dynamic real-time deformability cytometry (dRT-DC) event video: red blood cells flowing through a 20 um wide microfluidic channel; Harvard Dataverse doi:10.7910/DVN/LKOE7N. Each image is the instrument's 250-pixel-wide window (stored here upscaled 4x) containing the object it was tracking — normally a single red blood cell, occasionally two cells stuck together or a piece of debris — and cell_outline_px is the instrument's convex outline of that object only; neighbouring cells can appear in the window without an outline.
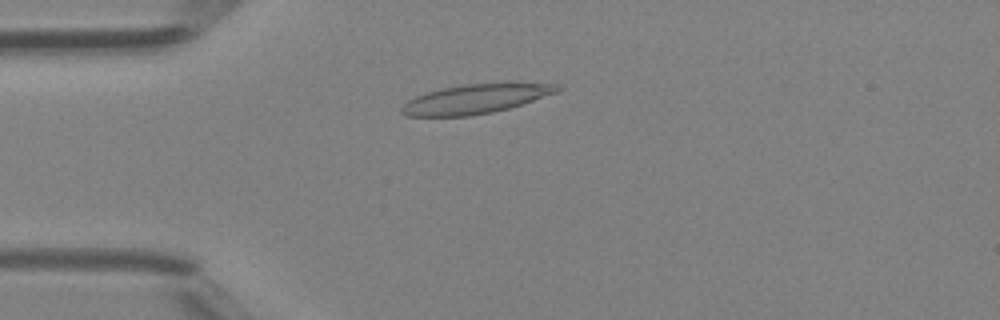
{"species": "Egyptian fruit bat (a non-hibernating species)", "species_latin": "Rousettus aegyptiacus", "temperature_condition": "room temperature", "stored_images_in_passage": 45, "camera_frame_rate_fps": 3000, "um_per_image_px": 0.085, "animal": {"sex": "female"}, "frame": {"image": 1, "passage_image": 10, "time_ms": 3.0, "image_size_px": [1000, 320], "cell_outline_px": [[564, 88], [556, 92], [508, 108], [492, 112], [468, 116], [408, 116], [400, 112], [400, 108], [408, 100], [416, 96], [440, 88], [464, 84], [560, 84]], "centroid_in_image_um": [40.35, 8.42], "position_along_channel_um": 44.7, "area_um2": 25.95}}
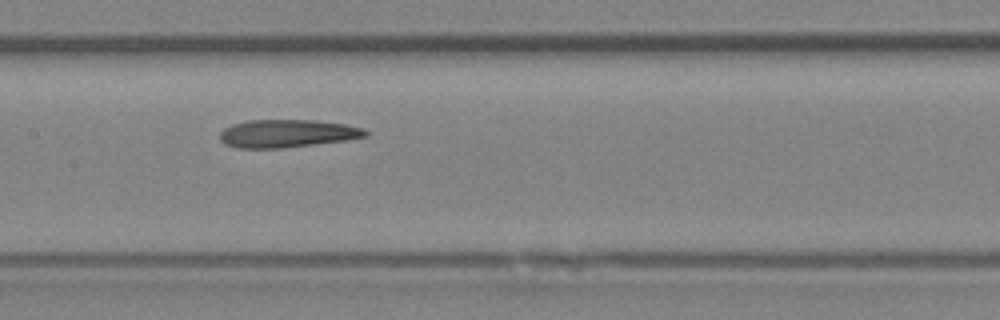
{"frame": {"image": 2, "passage_image": 21, "time_ms": 6.667, "image_size_px": [1000, 320], "cell_outline_px": [[368, 136], [344, 140], [280, 148], [236, 148], [224, 144], [220, 140], [220, 132], [224, 128], [232, 124], [248, 120], [316, 120], [348, 124], [364, 128], [368, 132]], "centroid_in_image_um": [24.4, 11.34], "position_along_channel_um": 183.0, "area_um2": 23.7}}
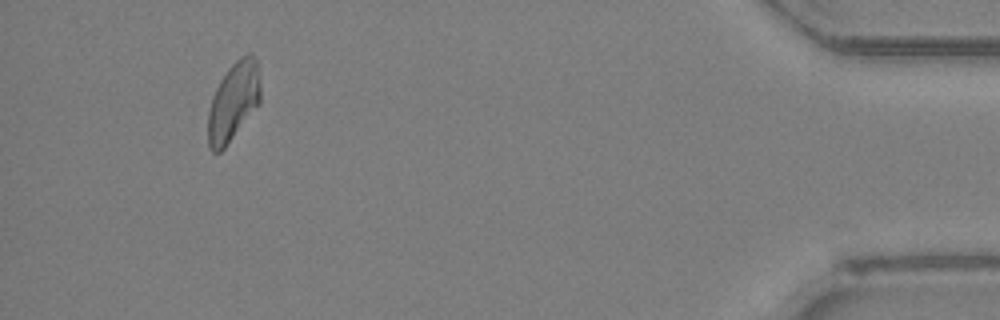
{"frame": {"image": 3, "passage_image": 42, "time_ms": 13.667, "image_size_px": [1000, 320], "cell_outline_px": [[260, 104], [224, 148], [220, 152], [212, 152], [208, 148], [208, 112], [212, 96], [220, 80], [228, 68], [240, 56], [248, 52], [252, 52], [256, 60], [260, 84]], "centroid_in_image_um": [19.84, 8.63], "position_along_channel_um": 415.4, "area_um2": 24.16}, "authors_computed_cell_mechanics": {"area_um2": 24.2182, "velocity_mm_per_s": 4.3106, "shape_relaxation_time_tau1_ms": 7.546, "shape_relaxation_time_tau2_ms": 2.5377, "deformation_change_tau1": 0.223, "deformation_change_tau2": 0.123}}